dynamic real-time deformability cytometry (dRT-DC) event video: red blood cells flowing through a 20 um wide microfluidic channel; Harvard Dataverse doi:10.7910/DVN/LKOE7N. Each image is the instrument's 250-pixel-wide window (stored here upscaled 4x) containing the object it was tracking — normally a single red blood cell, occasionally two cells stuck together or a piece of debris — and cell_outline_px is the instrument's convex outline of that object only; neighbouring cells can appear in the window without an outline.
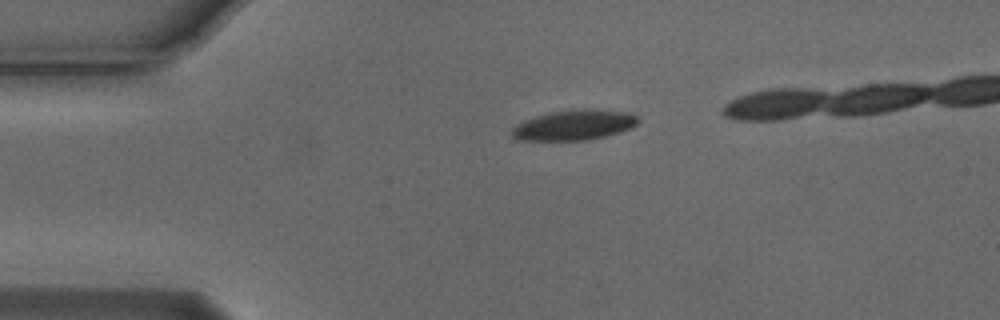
{"species": "Egyptian fruit bat (a non-hibernating species)", "species_latin": "Rousettus aegyptiacus", "temperature_condition": "cold", "stored_images_in_passage": 3, "camera_frame_rate_fps": 3000, "um_per_image_px": 0.085, "animal": {"sex": "male"}, "frame": {"image": 1, "passage_image": 3, "time_ms": 0.667, "image_size_px": [1000, 320], "cell_outline_px": [[640, 120], [632, 128], [620, 132], [588, 140], [516, 140], [512, 136], [512, 128], [516, 124], [524, 120], [548, 112], [584, 108], [592, 108], [632, 112]], "centroid_in_image_um": [48.83, 10.61], "position_along_channel_um": 36.2, "area_um2": 22.54}}